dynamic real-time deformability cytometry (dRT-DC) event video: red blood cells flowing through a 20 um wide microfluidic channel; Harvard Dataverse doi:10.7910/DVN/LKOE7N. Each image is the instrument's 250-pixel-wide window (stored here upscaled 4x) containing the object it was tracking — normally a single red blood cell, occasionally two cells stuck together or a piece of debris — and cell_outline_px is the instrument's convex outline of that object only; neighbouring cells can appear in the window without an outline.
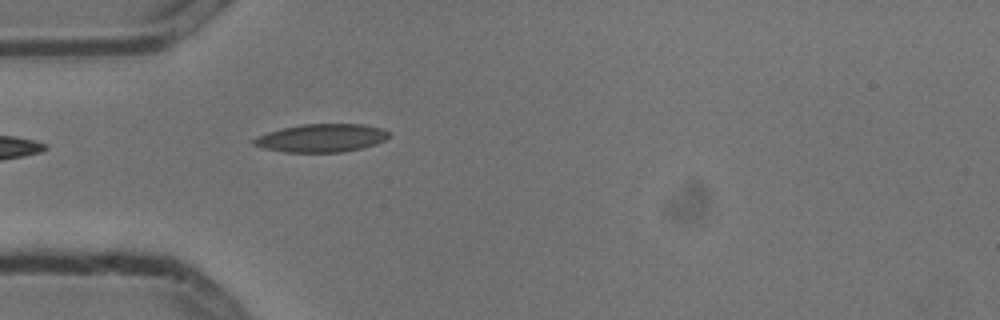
{"species": "common noctule bat (a hibernating species)", "species_latin": "Nyctalus noctula", "temperature_condition": "cold", "stored_images_in_passage": 2, "camera_frame_rate_fps": 3000, "um_per_image_px": 0.085, "animal": {"sex": "male", "body_mass_g": 13.3}, "frame": {"image": 1, "passage_image": 2, "time_ms": 0.333, "image_size_px": [1000, 320], "cell_outline_px": [[388, 136], [384, 140], [376, 144], [360, 148], [340, 152], [284, 152], [264, 148], [252, 144], [248, 140], [256, 136], [280, 128], [300, 124], [364, 124], [380, 128], [388, 132]], "centroid_in_image_um": [27.24, 11.72], "position_along_channel_um": 57.8, "area_um2": 22.2}}